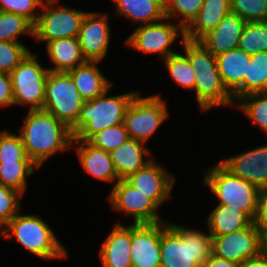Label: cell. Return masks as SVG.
Returning a JSON list of instances; mask_svg holds the SVG:
<instances>
[{
    "label": "cell",
    "instance_id": "1",
    "mask_svg": "<svg viewBox=\"0 0 267 267\" xmlns=\"http://www.w3.org/2000/svg\"><path fill=\"white\" fill-rule=\"evenodd\" d=\"M19 129L27 156L39 168L55 154L72 149L71 129L44 110H28Z\"/></svg>",
    "mask_w": 267,
    "mask_h": 267
},
{
    "label": "cell",
    "instance_id": "2",
    "mask_svg": "<svg viewBox=\"0 0 267 267\" xmlns=\"http://www.w3.org/2000/svg\"><path fill=\"white\" fill-rule=\"evenodd\" d=\"M182 52L189 60L194 71L195 99L200 111L207 112L213 108L235 107L233 95L224 86L218 71L216 56L199 41L183 39L180 42Z\"/></svg>",
    "mask_w": 267,
    "mask_h": 267
},
{
    "label": "cell",
    "instance_id": "3",
    "mask_svg": "<svg viewBox=\"0 0 267 267\" xmlns=\"http://www.w3.org/2000/svg\"><path fill=\"white\" fill-rule=\"evenodd\" d=\"M204 231L161 222V267H203L212 254V236Z\"/></svg>",
    "mask_w": 267,
    "mask_h": 267
},
{
    "label": "cell",
    "instance_id": "4",
    "mask_svg": "<svg viewBox=\"0 0 267 267\" xmlns=\"http://www.w3.org/2000/svg\"><path fill=\"white\" fill-rule=\"evenodd\" d=\"M20 210L1 230L0 237L15 240L31 255L45 261L63 260L68 249L50 225L38 214H21Z\"/></svg>",
    "mask_w": 267,
    "mask_h": 267
},
{
    "label": "cell",
    "instance_id": "5",
    "mask_svg": "<svg viewBox=\"0 0 267 267\" xmlns=\"http://www.w3.org/2000/svg\"><path fill=\"white\" fill-rule=\"evenodd\" d=\"M112 87L84 102L77 122L70 128L73 140L88 141L99 131L123 124L125 112L139 90L110 96Z\"/></svg>",
    "mask_w": 267,
    "mask_h": 267
},
{
    "label": "cell",
    "instance_id": "6",
    "mask_svg": "<svg viewBox=\"0 0 267 267\" xmlns=\"http://www.w3.org/2000/svg\"><path fill=\"white\" fill-rule=\"evenodd\" d=\"M203 183L218 203L243 210L254 222L259 212L260 189L232 175L219 162L205 168Z\"/></svg>",
    "mask_w": 267,
    "mask_h": 267
},
{
    "label": "cell",
    "instance_id": "7",
    "mask_svg": "<svg viewBox=\"0 0 267 267\" xmlns=\"http://www.w3.org/2000/svg\"><path fill=\"white\" fill-rule=\"evenodd\" d=\"M167 101L160 94L142 96L130 102L123 119L129 138L147 143L169 117Z\"/></svg>",
    "mask_w": 267,
    "mask_h": 267
},
{
    "label": "cell",
    "instance_id": "8",
    "mask_svg": "<svg viewBox=\"0 0 267 267\" xmlns=\"http://www.w3.org/2000/svg\"><path fill=\"white\" fill-rule=\"evenodd\" d=\"M59 0H44L38 20L34 24V40L47 43L62 38H78L83 19L88 11L57 5Z\"/></svg>",
    "mask_w": 267,
    "mask_h": 267
},
{
    "label": "cell",
    "instance_id": "9",
    "mask_svg": "<svg viewBox=\"0 0 267 267\" xmlns=\"http://www.w3.org/2000/svg\"><path fill=\"white\" fill-rule=\"evenodd\" d=\"M30 52L10 73L14 106H27L28 110H42L45 84L50 72L39 62L38 54Z\"/></svg>",
    "mask_w": 267,
    "mask_h": 267
},
{
    "label": "cell",
    "instance_id": "10",
    "mask_svg": "<svg viewBox=\"0 0 267 267\" xmlns=\"http://www.w3.org/2000/svg\"><path fill=\"white\" fill-rule=\"evenodd\" d=\"M84 102L68 72L48 73L42 110L71 128L77 122Z\"/></svg>",
    "mask_w": 267,
    "mask_h": 267
},
{
    "label": "cell",
    "instance_id": "11",
    "mask_svg": "<svg viewBox=\"0 0 267 267\" xmlns=\"http://www.w3.org/2000/svg\"><path fill=\"white\" fill-rule=\"evenodd\" d=\"M178 37L179 42H182L184 29L179 24L172 23L168 17H164L160 21L135 27L124 44L142 54L155 53L163 61L169 55L177 53L172 47L179 40Z\"/></svg>",
    "mask_w": 267,
    "mask_h": 267
},
{
    "label": "cell",
    "instance_id": "12",
    "mask_svg": "<svg viewBox=\"0 0 267 267\" xmlns=\"http://www.w3.org/2000/svg\"><path fill=\"white\" fill-rule=\"evenodd\" d=\"M266 250V231L253 222L246 228L212 237V254L228 261L242 264Z\"/></svg>",
    "mask_w": 267,
    "mask_h": 267
},
{
    "label": "cell",
    "instance_id": "13",
    "mask_svg": "<svg viewBox=\"0 0 267 267\" xmlns=\"http://www.w3.org/2000/svg\"><path fill=\"white\" fill-rule=\"evenodd\" d=\"M108 192L111 210H116L133 219V224L167 221L159 214L160 208L140 190L125 179H120Z\"/></svg>",
    "mask_w": 267,
    "mask_h": 267
},
{
    "label": "cell",
    "instance_id": "14",
    "mask_svg": "<svg viewBox=\"0 0 267 267\" xmlns=\"http://www.w3.org/2000/svg\"><path fill=\"white\" fill-rule=\"evenodd\" d=\"M109 13L88 11L83 19L78 40L86 61L101 62L107 57L112 31Z\"/></svg>",
    "mask_w": 267,
    "mask_h": 267
},
{
    "label": "cell",
    "instance_id": "15",
    "mask_svg": "<svg viewBox=\"0 0 267 267\" xmlns=\"http://www.w3.org/2000/svg\"><path fill=\"white\" fill-rule=\"evenodd\" d=\"M125 180L134 188L149 197L159 208L170 201L176 184V176L157 160L148 163L144 168L130 174Z\"/></svg>",
    "mask_w": 267,
    "mask_h": 267
},
{
    "label": "cell",
    "instance_id": "16",
    "mask_svg": "<svg viewBox=\"0 0 267 267\" xmlns=\"http://www.w3.org/2000/svg\"><path fill=\"white\" fill-rule=\"evenodd\" d=\"M161 222L131 224L132 267H161Z\"/></svg>",
    "mask_w": 267,
    "mask_h": 267
},
{
    "label": "cell",
    "instance_id": "17",
    "mask_svg": "<svg viewBox=\"0 0 267 267\" xmlns=\"http://www.w3.org/2000/svg\"><path fill=\"white\" fill-rule=\"evenodd\" d=\"M219 163L232 175L256 185L259 189L267 186V143L226 157L219 160Z\"/></svg>",
    "mask_w": 267,
    "mask_h": 267
},
{
    "label": "cell",
    "instance_id": "18",
    "mask_svg": "<svg viewBox=\"0 0 267 267\" xmlns=\"http://www.w3.org/2000/svg\"><path fill=\"white\" fill-rule=\"evenodd\" d=\"M73 150L77 153L81 168L85 174L90 175L97 181L109 182L113 186L120 180L110 152L104 151L90 144L88 141L73 140Z\"/></svg>",
    "mask_w": 267,
    "mask_h": 267
},
{
    "label": "cell",
    "instance_id": "19",
    "mask_svg": "<svg viewBox=\"0 0 267 267\" xmlns=\"http://www.w3.org/2000/svg\"><path fill=\"white\" fill-rule=\"evenodd\" d=\"M246 21L234 13L227 14L217 25V27L198 41L209 50L214 56L238 48Z\"/></svg>",
    "mask_w": 267,
    "mask_h": 267
},
{
    "label": "cell",
    "instance_id": "20",
    "mask_svg": "<svg viewBox=\"0 0 267 267\" xmlns=\"http://www.w3.org/2000/svg\"><path fill=\"white\" fill-rule=\"evenodd\" d=\"M250 58L251 55L240 48L228 50L216 56L222 82L233 95L234 102L244 96V74Z\"/></svg>",
    "mask_w": 267,
    "mask_h": 267
},
{
    "label": "cell",
    "instance_id": "21",
    "mask_svg": "<svg viewBox=\"0 0 267 267\" xmlns=\"http://www.w3.org/2000/svg\"><path fill=\"white\" fill-rule=\"evenodd\" d=\"M131 224L117 222L99 249L102 267H132Z\"/></svg>",
    "mask_w": 267,
    "mask_h": 267
},
{
    "label": "cell",
    "instance_id": "22",
    "mask_svg": "<svg viewBox=\"0 0 267 267\" xmlns=\"http://www.w3.org/2000/svg\"><path fill=\"white\" fill-rule=\"evenodd\" d=\"M150 150L146 143L129 138L122 145L110 151L119 179L127 178L130 174L137 172L150 163L153 160ZM145 157L147 158L145 159Z\"/></svg>",
    "mask_w": 267,
    "mask_h": 267
},
{
    "label": "cell",
    "instance_id": "23",
    "mask_svg": "<svg viewBox=\"0 0 267 267\" xmlns=\"http://www.w3.org/2000/svg\"><path fill=\"white\" fill-rule=\"evenodd\" d=\"M231 12V0H204L193 21L184 29V38L198 41Z\"/></svg>",
    "mask_w": 267,
    "mask_h": 267
},
{
    "label": "cell",
    "instance_id": "24",
    "mask_svg": "<svg viewBox=\"0 0 267 267\" xmlns=\"http://www.w3.org/2000/svg\"><path fill=\"white\" fill-rule=\"evenodd\" d=\"M100 62L87 61L68 71L77 85V91L85 100H92L103 94L113 84L99 69Z\"/></svg>",
    "mask_w": 267,
    "mask_h": 267
},
{
    "label": "cell",
    "instance_id": "25",
    "mask_svg": "<svg viewBox=\"0 0 267 267\" xmlns=\"http://www.w3.org/2000/svg\"><path fill=\"white\" fill-rule=\"evenodd\" d=\"M115 16L124 17L136 27L162 20L165 16L164 0H111Z\"/></svg>",
    "mask_w": 267,
    "mask_h": 267
},
{
    "label": "cell",
    "instance_id": "26",
    "mask_svg": "<svg viewBox=\"0 0 267 267\" xmlns=\"http://www.w3.org/2000/svg\"><path fill=\"white\" fill-rule=\"evenodd\" d=\"M52 65L50 72H68L87 62L82 54L78 38H62L49 41L45 45Z\"/></svg>",
    "mask_w": 267,
    "mask_h": 267
},
{
    "label": "cell",
    "instance_id": "27",
    "mask_svg": "<svg viewBox=\"0 0 267 267\" xmlns=\"http://www.w3.org/2000/svg\"><path fill=\"white\" fill-rule=\"evenodd\" d=\"M206 218L212 237L242 230L254 222L243 210L223 204H217Z\"/></svg>",
    "mask_w": 267,
    "mask_h": 267
},
{
    "label": "cell",
    "instance_id": "28",
    "mask_svg": "<svg viewBox=\"0 0 267 267\" xmlns=\"http://www.w3.org/2000/svg\"><path fill=\"white\" fill-rule=\"evenodd\" d=\"M39 167L32 161L0 162V184L17 190L23 196L27 191L28 177Z\"/></svg>",
    "mask_w": 267,
    "mask_h": 267
},
{
    "label": "cell",
    "instance_id": "29",
    "mask_svg": "<svg viewBox=\"0 0 267 267\" xmlns=\"http://www.w3.org/2000/svg\"><path fill=\"white\" fill-rule=\"evenodd\" d=\"M234 108L267 135V92L245 95L235 102Z\"/></svg>",
    "mask_w": 267,
    "mask_h": 267
},
{
    "label": "cell",
    "instance_id": "30",
    "mask_svg": "<svg viewBox=\"0 0 267 267\" xmlns=\"http://www.w3.org/2000/svg\"><path fill=\"white\" fill-rule=\"evenodd\" d=\"M267 92V51L251 55L244 74V96Z\"/></svg>",
    "mask_w": 267,
    "mask_h": 267
},
{
    "label": "cell",
    "instance_id": "31",
    "mask_svg": "<svg viewBox=\"0 0 267 267\" xmlns=\"http://www.w3.org/2000/svg\"><path fill=\"white\" fill-rule=\"evenodd\" d=\"M22 35L34 39V24L22 15L0 11V41L22 43Z\"/></svg>",
    "mask_w": 267,
    "mask_h": 267
},
{
    "label": "cell",
    "instance_id": "32",
    "mask_svg": "<svg viewBox=\"0 0 267 267\" xmlns=\"http://www.w3.org/2000/svg\"><path fill=\"white\" fill-rule=\"evenodd\" d=\"M162 63L173 82L187 90L194 91V71L188 58L181 52L169 55Z\"/></svg>",
    "mask_w": 267,
    "mask_h": 267
},
{
    "label": "cell",
    "instance_id": "33",
    "mask_svg": "<svg viewBox=\"0 0 267 267\" xmlns=\"http://www.w3.org/2000/svg\"><path fill=\"white\" fill-rule=\"evenodd\" d=\"M238 48L249 55L267 51V21L246 22Z\"/></svg>",
    "mask_w": 267,
    "mask_h": 267
},
{
    "label": "cell",
    "instance_id": "34",
    "mask_svg": "<svg viewBox=\"0 0 267 267\" xmlns=\"http://www.w3.org/2000/svg\"><path fill=\"white\" fill-rule=\"evenodd\" d=\"M203 2L204 0H164L165 16L185 29L197 16Z\"/></svg>",
    "mask_w": 267,
    "mask_h": 267
},
{
    "label": "cell",
    "instance_id": "35",
    "mask_svg": "<svg viewBox=\"0 0 267 267\" xmlns=\"http://www.w3.org/2000/svg\"><path fill=\"white\" fill-rule=\"evenodd\" d=\"M32 161L26 154L20 135L0 130V162Z\"/></svg>",
    "mask_w": 267,
    "mask_h": 267
},
{
    "label": "cell",
    "instance_id": "36",
    "mask_svg": "<svg viewBox=\"0 0 267 267\" xmlns=\"http://www.w3.org/2000/svg\"><path fill=\"white\" fill-rule=\"evenodd\" d=\"M30 52L24 43L0 41V71L10 74Z\"/></svg>",
    "mask_w": 267,
    "mask_h": 267
},
{
    "label": "cell",
    "instance_id": "37",
    "mask_svg": "<svg viewBox=\"0 0 267 267\" xmlns=\"http://www.w3.org/2000/svg\"><path fill=\"white\" fill-rule=\"evenodd\" d=\"M129 135L123 124L108 127L94 134L88 142L104 151L110 152L122 145Z\"/></svg>",
    "mask_w": 267,
    "mask_h": 267
},
{
    "label": "cell",
    "instance_id": "38",
    "mask_svg": "<svg viewBox=\"0 0 267 267\" xmlns=\"http://www.w3.org/2000/svg\"><path fill=\"white\" fill-rule=\"evenodd\" d=\"M231 13L246 22L267 21V0H231Z\"/></svg>",
    "mask_w": 267,
    "mask_h": 267
},
{
    "label": "cell",
    "instance_id": "39",
    "mask_svg": "<svg viewBox=\"0 0 267 267\" xmlns=\"http://www.w3.org/2000/svg\"><path fill=\"white\" fill-rule=\"evenodd\" d=\"M23 195L0 184V230L21 210Z\"/></svg>",
    "mask_w": 267,
    "mask_h": 267
},
{
    "label": "cell",
    "instance_id": "40",
    "mask_svg": "<svg viewBox=\"0 0 267 267\" xmlns=\"http://www.w3.org/2000/svg\"><path fill=\"white\" fill-rule=\"evenodd\" d=\"M44 0H0V11L22 15L33 24L38 20Z\"/></svg>",
    "mask_w": 267,
    "mask_h": 267
},
{
    "label": "cell",
    "instance_id": "41",
    "mask_svg": "<svg viewBox=\"0 0 267 267\" xmlns=\"http://www.w3.org/2000/svg\"><path fill=\"white\" fill-rule=\"evenodd\" d=\"M14 106L10 74L0 71V108Z\"/></svg>",
    "mask_w": 267,
    "mask_h": 267
},
{
    "label": "cell",
    "instance_id": "42",
    "mask_svg": "<svg viewBox=\"0 0 267 267\" xmlns=\"http://www.w3.org/2000/svg\"><path fill=\"white\" fill-rule=\"evenodd\" d=\"M256 222L265 231L267 230V186L260 188L259 191V212Z\"/></svg>",
    "mask_w": 267,
    "mask_h": 267
},
{
    "label": "cell",
    "instance_id": "43",
    "mask_svg": "<svg viewBox=\"0 0 267 267\" xmlns=\"http://www.w3.org/2000/svg\"><path fill=\"white\" fill-rule=\"evenodd\" d=\"M240 267H267V249L260 255L247 259Z\"/></svg>",
    "mask_w": 267,
    "mask_h": 267
},
{
    "label": "cell",
    "instance_id": "44",
    "mask_svg": "<svg viewBox=\"0 0 267 267\" xmlns=\"http://www.w3.org/2000/svg\"><path fill=\"white\" fill-rule=\"evenodd\" d=\"M203 267H240V264L219 258L214 254H211Z\"/></svg>",
    "mask_w": 267,
    "mask_h": 267
},
{
    "label": "cell",
    "instance_id": "45",
    "mask_svg": "<svg viewBox=\"0 0 267 267\" xmlns=\"http://www.w3.org/2000/svg\"><path fill=\"white\" fill-rule=\"evenodd\" d=\"M266 249H267V230H266Z\"/></svg>",
    "mask_w": 267,
    "mask_h": 267
}]
</instances>
